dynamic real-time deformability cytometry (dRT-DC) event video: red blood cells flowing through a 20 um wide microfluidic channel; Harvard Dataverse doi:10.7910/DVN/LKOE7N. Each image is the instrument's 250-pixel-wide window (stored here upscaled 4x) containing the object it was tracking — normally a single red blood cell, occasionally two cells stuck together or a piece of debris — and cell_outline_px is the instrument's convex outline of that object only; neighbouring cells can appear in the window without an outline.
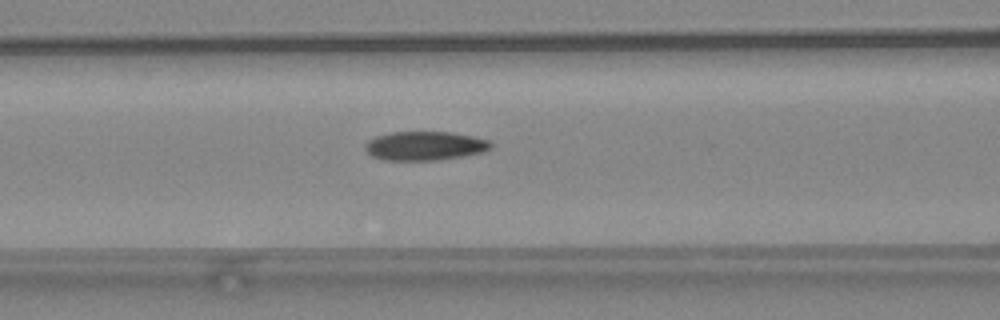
{"species": "common noctule bat (a hibernating species)", "species_latin": "Nyctalus noctula", "temperature_condition": "warm", "stored_images_in_passage": 46, "camera_frame_rate_fps": 3000, "um_per_image_px": 0.085, "animal": {"sex": "female", "body_mass_g": 24.6, "forearm_length_mm": 56.2}, "frame": {"image": 1, "passage_image": 18, "time_ms": 5.667, "image_size_px": [1000, 320], "cell_outline_px": [[492, 148], [484, 152], [464, 156], [440, 160], [384, 160], [372, 156], [364, 148], [364, 144], [368, 140], [376, 136], [392, 132], [452, 132], [472, 136], [488, 140], [492, 144]], "centroid_in_image_um": [36.12, 12.4], "position_along_channel_um": 130.5, "area_um2": 21.33}}
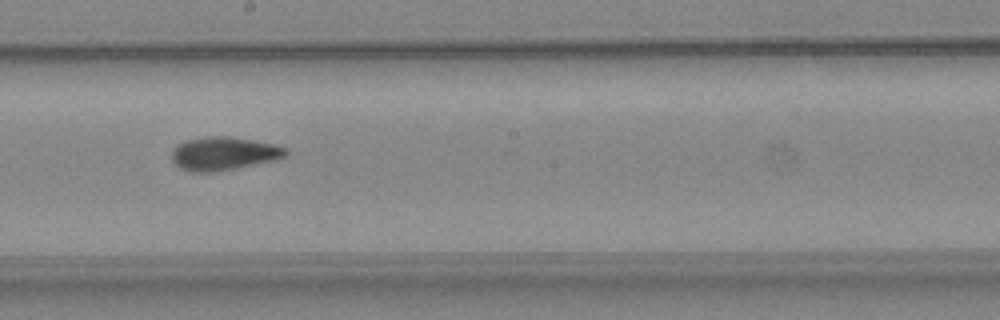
{"frame": {"image": 2, "passage_image": 25, "time_ms": 8.0, "image_size_px": [1000, 320], "cell_outline_px": [[288, 156], [276, 160], [236, 168], [212, 172], [188, 172], [180, 168], [172, 160], [172, 152], [180, 144], [188, 140], [208, 136], [228, 136], [252, 140], [272, 144], [288, 148]], "centroid_in_image_um": [19.06, 13.06], "position_along_channel_um": 229.1, "area_um2": 22.02}}
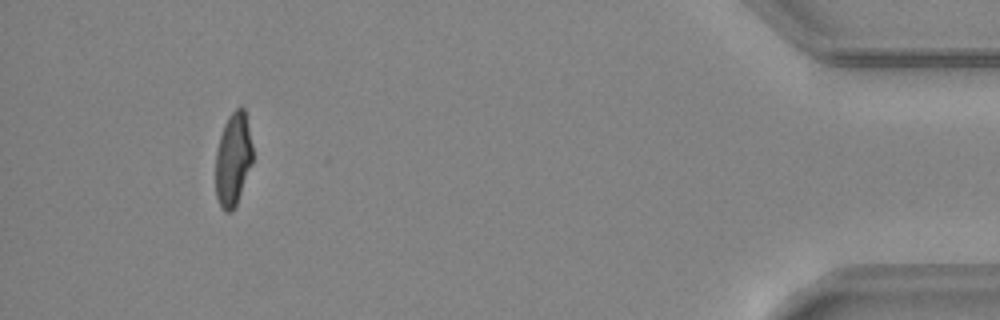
{"frame": {"image": 3, "passage_image": 43, "time_ms": 14.0, "image_size_px": [1000, 320], "cell_outline_px": [[252, 164], [236, 204], [232, 212], [224, 212], [220, 208], [216, 196], [216, 152], [220, 136], [224, 124], [228, 116], [236, 108], [244, 108], [252, 144]], "centroid_in_image_um": [19.8, 13.57], "position_along_channel_um": 415.4, "area_um2": 20.06}, "authors_computed_cell_mechanics": {"area_um2": 21.1837, "velocity_mm_per_s": 4.2234, "shape_relaxation_time_tau1_ms": 10.5829, "shape_relaxation_time_tau2_ms": 2.6984, "deformation_change_tau1": 0.2776, "deformation_change_tau2": 0.1048}}